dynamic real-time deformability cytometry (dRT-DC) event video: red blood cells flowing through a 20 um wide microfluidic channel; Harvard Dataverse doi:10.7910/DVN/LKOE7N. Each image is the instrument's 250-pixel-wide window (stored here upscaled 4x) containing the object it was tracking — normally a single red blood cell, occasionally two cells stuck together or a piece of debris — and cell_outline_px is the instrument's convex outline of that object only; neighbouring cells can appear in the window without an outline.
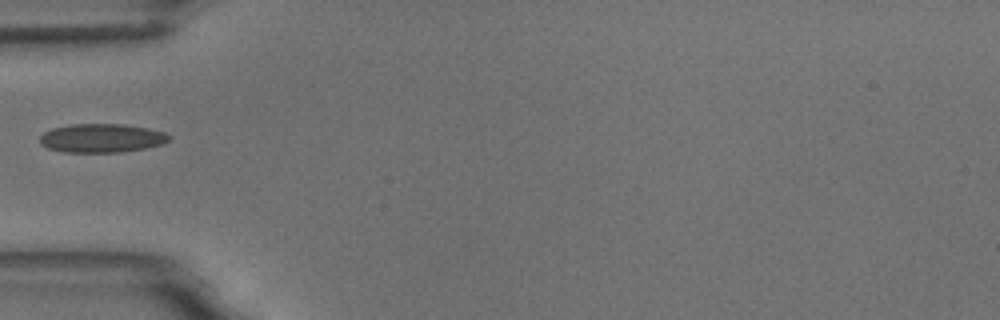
{"species": "common noctule bat (a hibernating species)", "species_latin": "Nyctalus noctula", "temperature_condition": "room temperature", "stored_images_in_passage": 4, "camera_frame_rate_fps": 3000, "um_per_image_px": 0.085, "animal": {"sex": "male", "body_mass_g": 18.8}, "frame": {"image": 1, "passage_image": 3, "time_ms": 2.333, "image_size_px": [1000, 320], "cell_outline_px": [[172, 136], [168, 140], [160, 144], [144, 148], [120, 152], [64, 152], [48, 148], [40, 144], [40, 136], [44, 132], [52, 128], [72, 124], [124, 124], [148, 128], [164, 132]], "centroid_in_image_um": [8.62, 11.73], "position_along_channel_um": 76.4, "area_um2": 21.56}}